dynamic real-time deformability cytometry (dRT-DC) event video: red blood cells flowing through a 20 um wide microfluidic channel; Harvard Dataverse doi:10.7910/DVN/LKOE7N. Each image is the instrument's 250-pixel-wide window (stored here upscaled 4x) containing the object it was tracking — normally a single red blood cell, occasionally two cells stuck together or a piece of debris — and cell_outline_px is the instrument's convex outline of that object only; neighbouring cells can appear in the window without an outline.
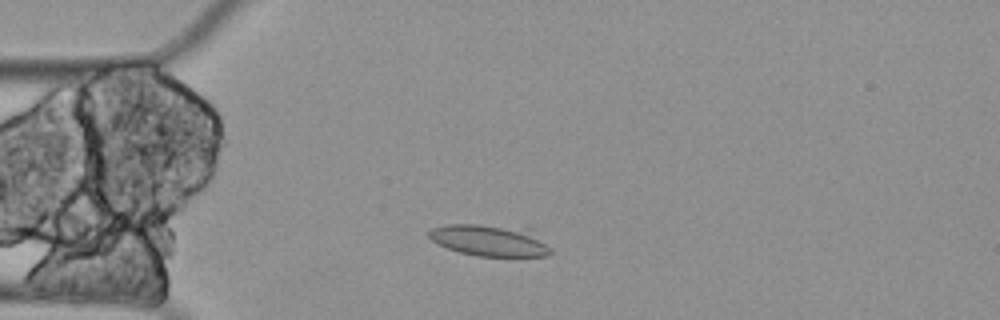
{"species": "Egyptian fruit bat (a non-hibernating species)", "species_latin": "Rousettus aegyptiacus", "temperature_condition": "cold", "stored_images_in_passage": 7, "segment_of_instrument_passage": [1, 2], "camera_frame_rate_fps": 3000, "um_per_image_px": 0.085, "animal": {"sex": "female"}, "frame": {"image": 1, "passage_image": 3, "time_ms": 0.667, "image_size_px": [1000, 320], "cell_outline_px": [[552, 252], [548, 256], [476, 256], [460, 252], [448, 248], [432, 240], [428, 236], [428, 232], [432, 228], [444, 224], [480, 224], [528, 228]], "centroid_in_image_um": [41.58, 20.42], "position_along_channel_um": 43.4, "area_um2": 22.14}}
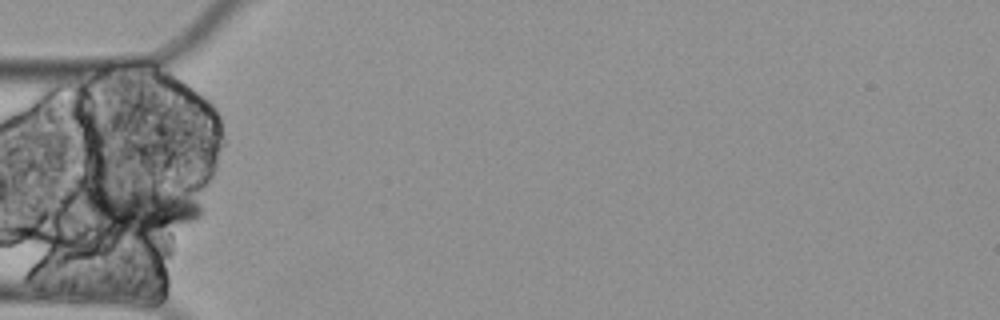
{"frame": {"image": 2, "passage_image": 4, "time_ms": 1.0, "image_size_px": [1000, 320], "cell_outline_px": [[204, 212], [196, 220], [144, 240], [116, 232], [92, 220], [72, 208], [64, 196], [64, 192], [68, 188], [80, 180], [92, 176], [176, 196], [192, 200], [200, 204], [204, 208]], "centroid_in_image_um": [11.13, 17.64], "position_along_channel_um": 73.9, "area_um2": 38.15}}